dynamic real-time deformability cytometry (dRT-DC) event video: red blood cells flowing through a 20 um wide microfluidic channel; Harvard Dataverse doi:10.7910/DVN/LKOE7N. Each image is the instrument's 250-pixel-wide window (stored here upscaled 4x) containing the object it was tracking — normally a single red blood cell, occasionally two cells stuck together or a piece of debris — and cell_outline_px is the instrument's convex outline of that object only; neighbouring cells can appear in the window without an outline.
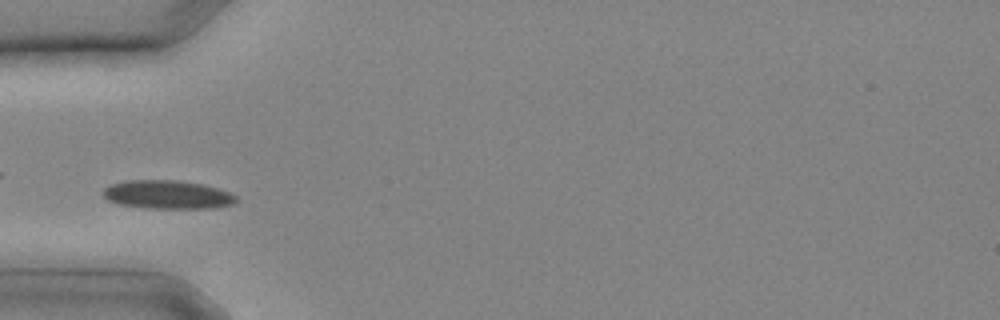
{"species": "common noctule bat (a hibernating species)", "species_latin": "Nyctalus noctula", "temperature_condition": "cold", "stored_images_in_passage": 21, "camera_frame_rate_fps": 3000, "um_per_image_px": 0.085, "animal": {"sex": "male", "body_mass_g": 20.4}, "frame": {"image": 1, "passage_image": 4, "time_ms": 1.0, "image_size_px": [1000, 320], "cell_outline_px": [[236, 200], [232, 204], [216, 208], [148, 208], [120, 204], [108, 200], [104, 196], [104, 188], [112, 184], [128, 180], [176, 180], [204, 184], [228, 192], [236, 196]], "centroid_in_image_um": [14.25, 16.54], "position_along_channel_um": 70.8, "area_um2": 21.91}}
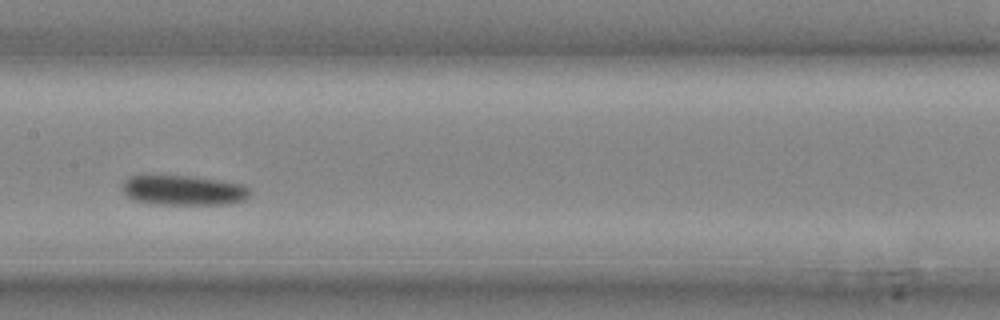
{"frame": {"image": 2, "passage_image": 9, "time_ms": 2.667, "image_size_px": [1000, 320], "cell_outline_px": [[252, 192], [244, 200], [232, 204], [156, 204], [136, 200], [128, 196], [124, 192], [124, 180], [132, 176], [192, 176], [220, 180], [244, 184]], "centroid_in_image_um": [15.68, 16.18], "position_along_channel_um": 191.7, "area_um2": 22.08}}
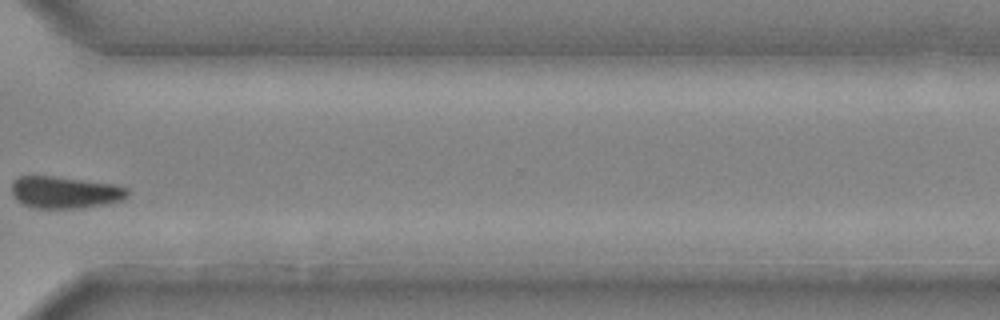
{"frame": {"image": 3, "passage_image": 16, "time_ms": 5.0, "image_size_px": [1000, 320], "cell_outline_px": [[128, 196], [124, 200], [104, 204], [80, 208], [36, 208], [24, 204], [16, 200], [12, 192], [12, 180], [16, 176], [52, 176], [116, 184], [128, 188]], "centroid_in_image_um": [5.53, 16.34], "position_along_channel_um": 365.1, "area_um2": 21.68}}